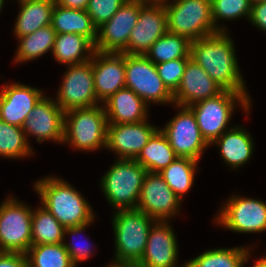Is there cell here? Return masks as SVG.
Instances as JSON below:
<instances>
[{
    "instance_id": "obj_3",
    "label": "cell",
    "mask_w": 266,
    "mask_h": 267,
    "mask_svg": "<svg viewBox=\"0 0 266 267\" xmlns=\"http://www.w3.org/2000/svg\"><path fill=\"white\" fill-rule=\"evenodd\" d=\"M155 221L138 209L115 210L111 221L115 238V257L112 261L138 264Z\"/></svg>"
},
{
    "instance_id": "obj_12",
    "label": "cell",
    "mask_w": 266,
    "mask_h": 267,
    "mask_svg": "<svg viewBox=\"0 0 266 267\" xmlns=\"http://www.w3.org/2000/svg\"><path fill=\"white\" fill-rule=\"evenodd\" d=\"M179 109L161 131L166 135L170 146L178 157H187L200 162L209 147L203 139L195 115L189 107L173 105Z\"/></svg>"
},
{
    "instance_id": "obj_5",
    "label": "cell",
    "mask_w": 266,
    "mask_h": 267,
    "mask_svg": "<svg viewBox=\"0 0 266 267\" xmlns=\"http://www.w3.org/2000/svg\"><path fill=\"white\" fill-rule=\"evenodd\" d=\"M147 172L134 159H117L114 161L99 183L112 209H136Z\"/></svg>"
},
{
    "instance_id": "obj_19",
    "label": "cell",
    "mask_w": 266,
    "mask_h": 267,
    "mask_svg": "<svg viewBox=\"0 0 266 267\" xmlns=\"http://www.w3.org/2000/svg\"><path fill=\"white\" fill-rule=\"evenodd\" d=\"M91 62L95 93L100 103L126 87L125 53L95 50Z\"/></svg>"
},
{
    "instance_id": "obj_33",
    "label": "cell",
    "mask_w": 266,
    "mask_h": 267,
    "mask_svg": "<svg viewBox=\"0 0 266 267\" xmlns=\"http://www.w3.org/2000/svg\"><path fill=\"white\" fill-rule=\"evenodd\" d=\"M34 149L29 144L22 127L11 125L0 119V156L23 159L32 156Z\"/></svg>"
},
{
    "instance_id": "obj_18",
    "label": "cell",
    "mask_w": 266,
    "mask_h": 267,
    "mask_svg": "<svg viewBox=\"0 0 266 267\" xmlns=\"http://www.w3.org/2000/svg\"><path fill=\"white\" fill-rule=\"evenodd\" d=\"M178 242L169 221H155L150 228L147 245L137 264L139 267H180L177 265ZM181 267H186L184 263Z\"/></svg>"
},
{
    "instance_id": "obj_34",
    "label": "cell",
    "mask_w": 266,
    "mask_h": 267,
    "mask_svg": "<svg viewBox=\"0 0 266 267\" xmlns=\"http://www.w3.org/2000/svg\"><path fill=\"white\" fill-rule=\"evenodd\" d=\"M29 267H75L63 245H32L26 253Z\"/></svg>"
},
{
    "instance_id": "obj_40",
    "label": "cell",
    "mask_w": 266,
    "mask_h": 267,
    "mask_svg": "<svg viewBox=\"0 0 266 267\" xmlns=\"http://www.w3.org/2000/svg\"><path fill=\"white\" fill-rule=\"evenodd\" d=\"M0 267H29L26 254L0 252Z\"/></svg>"
},
{
    "instance_id": "obj_10",
    "label": "cell",
    "mask_w": 266,
    "mask_h": 267,
    "mask_svg": "<svg viewBox=\"0 0 266 267\" xmlns=\"http://www.w3.org/2000/svg\"><path fill=\"white\" fill-rule=\"evenodd\" d=\"M215 224L236 233L266 231V203L260 199L233 194L219 209Z\"/></svg>"
},
{
    "instance_id": "obj_44",
    "label": "cell",
    "mask_w": 266,
    "mask_h": 267,
    "mask_svg": "<svg viewBox=\"0 0 266 267\" xmlns=\"http://www.w3.org/2000/svg\"><path fill=\"white\" fill-rule=\"evenodd\" d=\"M129 1H134L146 5V4H163L165 3L166 0H129Z\"/></svg>"
},
{
    "instance_id": "obj_27",
    "label": "cell",
    "mask_w": 266,
    "mask_h": 267,
    "mask_svg": "<svg viewBox=\"0 0 266 267\" xmlns=\"http://www.w3.org/2000/svg\"><path fill=\"white\" fill-rule=\"evenodd\" d=\"M178 156L170 146L166 135L159 129L152 135L135 159L148 172H160L170 165Z\"/></svg>"
},
{
    "instance_id": "obj_7",
    "label": "cell",
    "mask_w": 266,
    "mask_h": 267,
    "mask_svg": "<svg viewBox=\"0 0 266 267\" xmlns=\"http://www.w3.org/2000/svg\"><path fill=\"white\" fill-rule=\"evenodd\" d=\"M167 29L190 41L218 33L212 18L211 0H166Z\"/></svg>"
},
{
    "instance_id": "obj_42",
    "label": "cell",
    "mask_w": 266,
    "mask_h": 267,
    "mask_svg": "<svg viewBox=\"0 0 266 267\" xmlns=\"http://www.w3.org/2000/svg\"><path fill=\"white\" fill-rule=\"evenodd\" d=\"M250 256H251V254H249V255L245 258V260H244V262H243V264H242V267H244L245 264H247V262L249 261ZM253 267H266V252H265V255H264V256H262L261 258L257 259V260L254 262Z\"/></svg>"
},
{
    "instance_id": "obj_29",
    "label": "cell",
    "mask_w": 266,
    "mask_h": 267,
    "mask_svg": "<svg viewBox=\"0 0 266 267\" xmlns=\"http://www.w3.org/2000/svg\"><path fill=\"white\" fill-rule=\"evenodd\" d=\"M198 162L187 157H177L170 165L162 169L159 174L169 185L171 190L181 199L192 188L195 173L199 170Z\"/></svg>"
},
{
    "instance_id": "obj_2",
    "label": "cell",
    "mask_w": 266,
    "mask_h": 267,
    "mask_svg": "<svg viewBox=\"0 0 266 267\" xmlns=\"http://www.w3.org/2000/svg\"><path fill=\"white\" fill-rule=\"evenodd\" d=\"M34 186L41 205L65 228L94 221L96 215L91 204L66 180L46 176L36 180Z\"/></svg>"
},
{
    "instance_id": "obj_26",
    "label": "cell",
    "mask_w": 266,
    "mask_h": 267,
    "mask_svg": "<svg viewBox=\"0 0 266 267\" xmlns=\"http://www.w3.org/2000/svg\"><path fill=\"white\" fill-rule=\"evenodd\" d=\"M51 25L57 34H79L87 37L93 44L97 40V27L86 10L69 9L55 4Z\"/></svg>"
},
{
    "instance_id": "obj_28",
    "label": "cell",
    "mask_w": 266,
    "mask_h": 267,
    "mask_svg": "<svg viewBox=\"0 0 266 267\" xmlns=\"http://www.w3.org/2000/svg\"><path fill=\"white\" fill-rule=\"evenodd\" d=\"M56 35L57 33L52 25H48L30 35L17 38L19 45L13 61L16 64L24 63L36 60L48 51L52 53Z\"/></svg>"
},
{
    "instance_id": "obj_24",
    "label": "cell",
    "mask_w": 266,
    "mask_h": 267,
    "mask_svg": "<svg viewBox=\"0 0 266 267\" xmlns=\"http://www.w3.org/2000/svg\"><path fill=\"white\" fill-rule=\"evenodd\" d=\"M20 10L13 28L16 38L30 35L36 30L51 25L55 0L18 2Z\"/></svg>"
},
{
    "instance_id": "obj_8",
    "label": "cell",
    "mask_w": 266,
    "mask_h": 267,
    "mask_svg": "<svg viewBox=\"0 0 266 267\" xmlns=\"http://www.w3.org/2000/svg\"><path fill=\"white\" fill-rule=\"evenodd\" d=\"M8 197L0 204V252L26 254L32 246V207Z\"/></svg>"
},
{
    "instance_id": "obj_36",
    "label": "cell",
    "mask_w": 266,
    "mask_h": 267,
    "mask_svg": "<svg viewBox=\"0 0 266 267\" xmlns=\"http://www.w3.org/2000/svg\"><path fill=\"white\" fill-rule=\"evenodd\" d=\"M91 223H87L85 225H81V226H73V227H66L65 231H64V236L66 235H71V236H79L80 234H82L84 232V230H86L87 227L91 226ZM89 240V238H86ZM85 241H88L86 240ZM72 242H65V240L63 241V245L65 246L71 261L73 263V265L75 267H77V265L87 259H89L90 257H92L91 255H94L93 249H92V245L90 246V243L88 241L89 244H81L80 242H73L74 240H71ZM92 249V250H91ZM79 262V263H78Z\"/></svg>"
},
{
    "instance_id": "obj_25",
    "label": "cell",
    "mask_w": 266,
    "mask_h": 267,
    "mask_svg": "<svg viewBox=\"0 0 266 267\" xmlns=\"http://www.w3.org/2000/svg\"><path fill=\"white\" fill-rule=\"evenodd\" d=\"M94 52L95 46L87 37L63 33L56 35L52 55L59 64L70 66L91 60Z\"/></svg>"
},
{
    "instance_id": "obj_37",
    "label": "cell",
    "mask_w": 266,
    "mask_h": 267,
    "mask_svg": "<svg viewBox=\"0 0 266 267\" xmlns=\"http://www.w3.org/2000/svg\"><path fill=\"white\" fill-rule=\"evenodd\" d=\"M189 59H174L155 64L158 75L167 89L174 94L183 78L184 70Z\"/></svg>"
},
{
    "instance_id": "obj_14",
    "label": "cell",
    "mask_w": 266,
    "mask_h": 267,
    "mask_svg": "<svg viewBox=\"0 0 266 267\" xmlns=\"http://www.w3.org/2000/svg\"><path fill=\"white\" fill-rule=\"evenodd\" d=\"M143 5L126 0L109 21L97 28L95 50L122 53L128 46L131 30L137 23Z\"/></svg>"
},
{
    "instance_id": "obj_41",
    "label": "cell",
    "mask_w": 266,
    "mask_h": 267,
    "mask_svg": "<svg viewBox=\"0 0 266 267\" xmlns=\"http://www.w3.org/2000/svg\"><path fill=\"white\" fill-rule=\"evenodd\" d=\"M89 0H55V4L69 9L86 10Z\"/></svg>"
},
{
    "instance_id": "obj_47",
    "label": "cell",
    "mask_w": 266,
    "mask_h": 267,
    "mask_svg": "<svg viewBox=\"0 0 266 267\" xmlns=\"http://www.w3.org/2000/svg\"><path fill=\"white\" fill-rule=\"evenodd\" d=\"M26 1H34V0H17V2H26Z\"/></svg>"
},
{
    "instance_id": "obj_43",
    "label": "cell",
    "mask_w": 266,
    "mask_h": 267,
    "mask_svg": "<svg viewBox=\"0 0 266 267\" xmlns=\"http://www.w3.org/2000/svg\"><path fill=\"white\" fill-rule=\"evenodd\" d=\"M106 267H139L137 264L113 261Z\"/></svg>"
},
{
    "instance_id": "obj_11",
    "label": "cell",
    "mask_w": 266,
    "mask_h": 267,
    "mask_svg": "<svg viewBox=\"0 0 266 267\" xmlns=\"http://www.w3.org/2000/svg\"><path fill=\"white\" fill-rule=\"evenodd\" d=\"M62 84L60 85L56 103L67 112L73 109L90 108L101 104L97 100L93 79V66L91 60L66 66Z\"/></svg>"
},
{
    "instance_id": "obj_45",
    "label": "cell",
    "mask_w": 266,
    "mask_h": 267,
    "mask_svg": "<svg viewBox=\"0 0 266 267\" xmlns=\"http://www.w3.org/2000/svg\"><path fill=\"white\" fill-rule=\"evenodd\" d=\"M4 0H0V14H1V10L3 9V5H4Z\"/></svg>"
},
{
    "instance_id": "obj_9",
    "label": "cell",
    "mask_w": 266,
    "mask_h": 267,
    "mask_svg": "<svg viewBox=\"0 0 266 267\" xmlns=\"http://www.w3.org/2000/svg\"><path fill=\"white\" fill-rule=\"evenodd\" d=\"M126 87L148 105L173 104V94L158 75L155 64L145 55L125 54Z\"/></svg>"
},
{
    "instance_id": "obj_17",
    "label": "cell",
    "mask_w": 266,
    "mask_h": 267,
    "mask_svg": "<svg viewBox=\"0 0 266 267\" xmlns=\"http://www.w3.org/2000/svg\"><path fill=\"white\" fill-rule=\"evenodd\" d=\"M159 128L147 120L138 123L108 124L106 148L117 159H136L143 147Z\"/></svg>"
},
{
    "instance_id": "obj_13",
    "label": "cell",
    "mask_w": 266,
    "mask_h": 267,
    "mask_svg": "<svg viewBox=\"0 0 266 267\" xmlns=\"http://www.w3.org/2000/svg\"><path fill=\"white\" fill-rule=\"evenodd\" d=\"M182 201L158 172H147L136 209L156 221H170L180 212Z\"/></svg>"
},
{
    "instance_id": "obj_22",
    "label": "cell",
    "mask_w": 266,
    "mask_h": 267,
    "mask_svg": "<svg viewBox=\"0 0 266 267\" xmlns=\"http://www.w3.org/2000/svg\"><path fill=\"white\" fill-rule=\"evenodd\" d=\"M108 124L138 123L148 120V104L131 89L124 87L103 103Z\"/></svg>"
},
{
    "instance_id": "obj_23",
    "label": "cell",
    "mask_w": 266,
    "mask_h": 267,
    "mask_svg": "<svg viewBox=\"0 0 266 267\" xmlns=\"http://www.w3.org/2000/svg\"><path fill=\"white\" fill-rule=\"evenodd\" d=\"M212 144L219 148V153L226 166L232 169H239L246 165L254 152L252 136L240 125H234L223 132Z\"/></svg>"
},
{
    "instance_id": "obj_35",
    "label": "cell",
    "mask_w": 266,
    "mask_h": 267,
    "mask_svg": "<svg viewBox=\"0 0 266 267\" xmlns=\"http://www.w3.org/2000/svg\"><path fill=\"white\" fill-rule=\"evenodd\" d=\"M252 3L250 0H211L213 24L219 32H227V28L219 26L221 20H236L243 16L250 18Z\"/></svg>"
},
{
    "instance_id": "obj_46",
    "label": "cell",
    "mask_w": 266,
    "mask_h": 267,
    "mask_svg": "<svg viewBox=\"0 0 266 267\" xmlns=\"http://www.w3.org/2000/svg\"><path fill=\"white\" fill-rule=\"evenodd\" d=\"M252 4H255L257 2H262V1H266V0H250Z\"/></svg>"
},
{
    "instance_id": "obj_39",
    "label": "cell",
    "mask_w": 266,
    "mask_h": 267,
    "mask_svg": "<svg viewBox=\"0 0 266 267\" xmlns=\"http://www.w3.org/2000/svg\"><path fill=\"white\" fill-rule=\"evenodd\" d=\"M249 22L266 32V1L252 4Z\"/></svg>"
},
{
    "instance_id": "obj_4",
    "label": "cell",
    "mask_w": 266,
    "mask_h": 267,
    "mask_svg": "<svg viewBox=\"0 0 266 267\" xmlns=\"http://www.w3.org/2000/svg\"><path fill=\"white\" fill-rule=\"evenodd\" d=\"M246 113H250L252 102L242 93L231 90H223L217 96L199 101L189 108L195 115L200 133L208 145L217 140L220 135L233 126H228L235 107Z\"/></svg>"
},
{
    "instance_id": "obj_32",
    "label": "cell",
    "mask_w": 266,
    "mask_h": 267,
    "mask_svg": "<svg viewBox=\"0 0 266 267\" xmlns=\"http://www.w3.org/2000/svg\"><path fill=\"white\" fill-rule=\"evenodd\" d=\"M250 246L209 249L190 259L186 267H242L245 258L251 253Z\"/></svg>"
},
{
    "instance_id": "obj_20",
    "label": "cell",
    "mask_w": 266,
    "mask_h": 267,
    "mask_svg": "<svg viewBox=\"0 0 266 267\" xmlns=\"http://www.w3.org/2000/svg\"><path fill=\"white\" fill-rule=\"evenodd\" d=\"M44 96L42 89L21 83L5 84L0 90V119L23 127L26 118Z\"/></svg>"
},
{
    "instance_id": "obj_38",
    "label": "cell",
    "mask_w": 266,
    "mask_h": 267,
    "mask_svg": "<svg viewBox=\"0 0 266 267\" xmlns=\"http://www.w3.org/2000/svg\"><path fill=\"white\" fill-rule=\"evenodd\" d=\"M126 0H89L86 12L98 28L119 10Z\"/></svg>"
},
{
    "instance_id": "obj_1",
    "label": "cell",
    "mask_w": 266,
    "mask_h": 267,
    "mask_svg": "<svg viewBox=\"0 0 266 267\" xmlns=\"http://www.w3.org/2000/svg\"><path fill=\"white\" fill-rule=\"evenodd\" d=\"M229 32L191 41L190 57L224 90L242 93L251 98L238 65L235 46Z\"/></svg>"
},
{
    "instance_id": "obj_21",
    "label": "cell",
    "mask_w": 266,
    "mask_h": 267,
    "mask_svg": "<svg viewBox=\"0 0 266 267\" xmlns=\"http://www.w3.org/2000/svg\"><path fill=\"white\" fill-rule=\"evenodd\" d=\"M223 90L198 63L190 58L180 86L173 94V104L189 107L199 101L215 97Z\"/></svg>"
},
{
    "instance_id": "obj_30",
    "label": "cell",
    "mask_w": 266,
    "mask_h": 267,
    "mask_svg": "<svg viewBox=\"0 0 266 267\" xmlns=\"http://www.w3.org/2000/svg\"><path fill=\"white\" fill-rule=\"evenodd\" d=\"M65 227L42 205L32 210V245L63 243Z\"/></svg>"
},
{
    "instance_id": "obj_6",
    "label": "cell",
    "mask_w": 266,
    "mask_h": 267,
    "mask_svg": "<svg viewBox=\"0 0 266 267\" xmlns=\"http://www.w3.org/2000/svg\"><path fill=\"white\" fill-rule=\"evenodd\" d=\"M108 118L103 105L79 108L64 113L63 144L80 151L106 148Z\"/></svg>"
},
{
    "instance_id": "obj_16",
    "label": "cell",
    "mask_w": 266,
    "mask_h": 267,
    "mask_svg": "<svg viewBox=\"0 0 266 267\" xmlns=\"http://www.w3.org/2000/svg\"><path fill=\"white\" fill-rule=\"evenodd\" d=\"M167 31L164 3L143 5L139 10L137 23L131 30L128 46L122 53L145 55Z\"/></svg>"
},
{
    "instance_id": "obj_15",
    "label": "cell",
    "mask_w": 266,
    "mask_h": 267,
    "mask_svg": "<svg viewBox=\"0 0 266 267\" xmlns=\"http://www.w3.org/2000/svg\"><path fill=\"white\" fill-rule=\"evenodd\" d=\"M64 113L55 99L43 96L34 106L22 127L27 140L33 136L38 143L45 140L63 143Z\"/></svg>"
},
{
    "instance_id": "obj_31",
    "label": "cell",
    "mask_w": 266,
    "mask_h": 267,
    "mask_svg": "<svg viewBox=\"0 0 266 267\" xmlns=\"http://www.w3.org/2000/svg\"><path fill=\"white\" fill-rule=\"evenodd\" d=\"M191 41L182 35L166 32L145 53L154 64L174 59H190Z\"/></svg>"
}]
</instances>
